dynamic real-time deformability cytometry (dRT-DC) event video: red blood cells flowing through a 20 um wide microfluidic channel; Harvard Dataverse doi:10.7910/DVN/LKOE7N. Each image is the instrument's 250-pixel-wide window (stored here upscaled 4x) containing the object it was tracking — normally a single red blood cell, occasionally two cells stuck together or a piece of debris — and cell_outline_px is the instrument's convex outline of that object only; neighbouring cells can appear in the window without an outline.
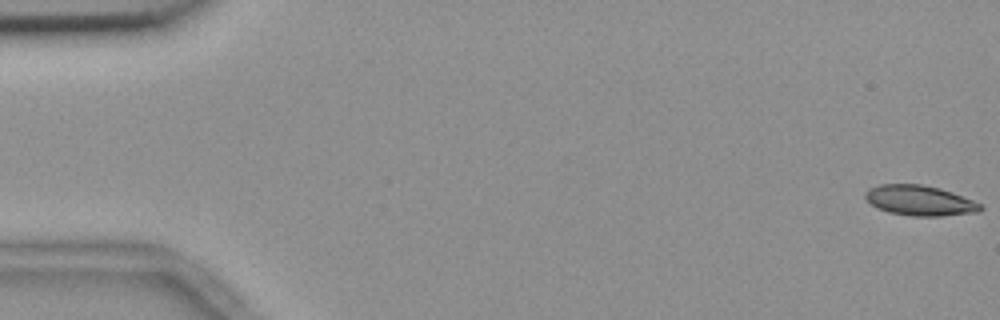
{"species": "common noctule bat (a hibernating species)", "species_latin": "Nyctalus noctula", "temperature_condition": "room temperature", "stored_images_in_passage": 50, "camera_frame_rate_fps": 3000, "um_per_image_px": 0.085, "animal": {"sex": "female", "body_mass_g": 18.4}, "frame": {"image": 1, "passage_image": 1, "time_ms": 0.0, "image_size_px": [1000, 320], "cell_outline_px": [[984, 208], [980, 212], [940, 216], [912, 216], [888, 212], [876, 208], [864, 196], [864, 192], [868, 188], [880, 184], [920, 184], [940, 188], [952, 192], [972, 200], [980, 204]], "centroid_in_image_um": [78.16, 17.04], "position_along_channel_um": 6.8, "area_um2": 20.35}}
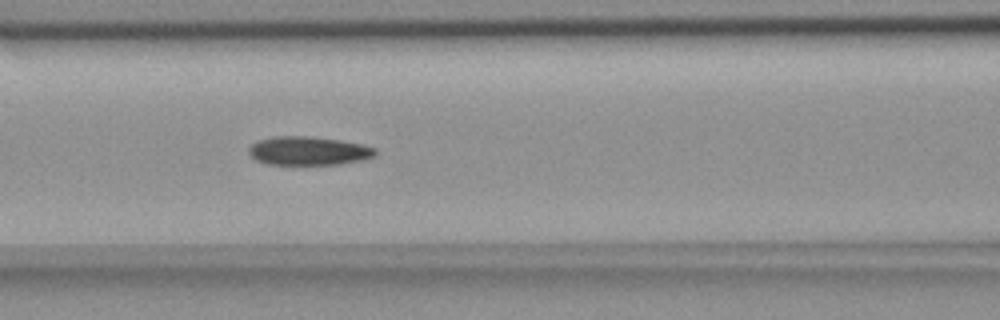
{"frame": {"image": 2, "passage_image": 24, "time_ms": 7.667, "image_size_px": [1000, 320], "cell_outline_px": [[376, 156], [364, 160], [340, 164], [268, 164], [256, 160], [248, 152], [248, 148], [252, 144], [260, 140], [272, 136], [312, 136], [340, 140], [364, 144], [376, 148]], "centroid_in_image_um": [26.26, 12.81], "position_along_channel_um": 140.3, "area_um2": 21.27}}
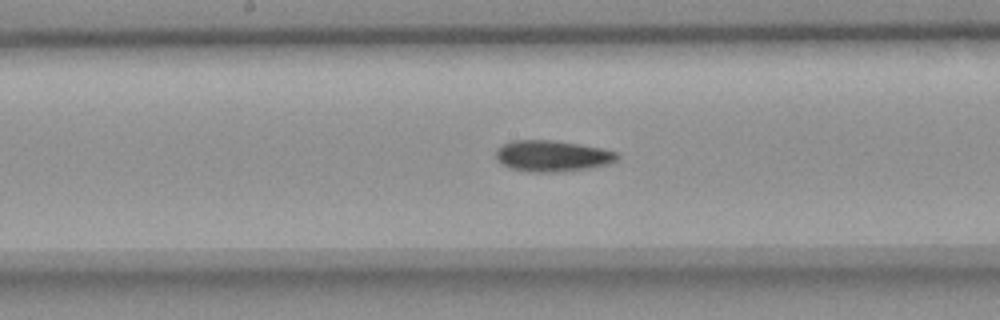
{"frame": {"image": 3, "passage_image": 29, "time_ms": 9.333, "image_size_px": [1000, 320], "cell_outline_px": [[620, 156], [612, 164], [592, 168], [560, 172], [528, 172], [508, 168], [500, 164], [496, 160], [496, 148], [512, 140], [552, 140], [580, 144], [600, 148], [616, 152]], "centroid_in_image_um": [46.93, 13.27], "position_along_channel_um": 201.3, "area_um2": 22.43}}